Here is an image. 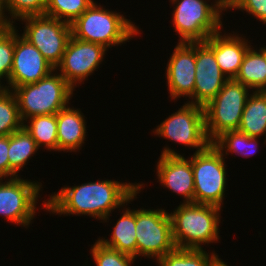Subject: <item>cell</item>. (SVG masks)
Returning <instances> with one entry per match:
<instances>
[{
  "label": "cell",
  "instance_id": "obj_28",
  "mask_svg": "<svg viewBox=\"0 0 266 266\" xmlns=\"http://www.w3.org/2000/svg\"><path fill=\"white\" fill-rule=\"evenodd\" d=\"M93 2L94 0H47L45 15L72 24Z\"/></svg>",
  "mask_w": 266,
  "mask_h": 266
},
{
  "label": "cell",
  "instance_id": "obj_11",
  "mask_svg": "<svg viewBox=\"0 0 266 266\" xmlns=\"http://www.w3.org/2000/svg\"><path fill=\"white\" fill-rule=\"evenodd\" d=\"M0 179V215L7 221L29 227L34 219L42 183L14 177Z\"/></svg>",
  "mask_w": 266,
  "mask_h": 266
},
{
  "label": "cell",
  "instance_id": "obj_3",
  "mask_svg": "<svg viewBox=\"0 0 266 266\" xmlns=\"http://www.w3.org/2000/svg\"><path fill=\"white\" fill-rule=\"evenodd\" d=\"M70 25L72 37L107 49L125 43L140 31L130 19L95 2Z\"/></svg>",
  "mask_w": 266,
  "mask_h": 266
},
{
  "label": "cell",
  "instance_id": "obj_12",
  "mask_svg": "<svg viewBox=\"0 0 266 266\" xmlns=\"http://www.w3.org/2000/svg\"><path fill=\"white\" fill-rule=\"evenodd\" d=\"M108 49L103 45L70 37L60 64L56 67L75 89L98 69Z\"/></svg>",
  "mask_w": 266,
  "mask_h": 266
},
{
  "label": "cell",
  "instance_id": "obj_30",
  "mask_svg": "<svg viewBox=\"0 0 266 266\" xmlns=\"http://www.w3.org/2000/svg\"><path fill=\"white\" fill-rule=\"evenodd\" d=\"M14 56V25H6L0 30V84L10 77Z\"/></svg>",
  "mask_w": 266,
  "mask_h": 266
},
{
  "label": "cell",
  "instance_id": "obj_23",
  "mask_svg": "<svg viewBox=\"0 0 266 266\" xmlns=\"http://www.w3.org/2000/svg\"><path fill=\"white\" fill-rule=\"evenodd\" d=\"M23 127L34 139L38 148L43 145L50 151H58L57 114L30 117L23 122Z\"/></svg>",
  "mask_w": 266,
  "mask_h": 266
},
{
  "label": "cell",
  "instance_id": "obj_21",
  "mask_svg": "<svg viewBox=\"0 0 266 266\" xmlns=\"http://www.w3.org/2000/svg\"><path fill=\"white\" fill-rule=\"evenodd\" d=\"M238 130L258 139L266 136V92L253 91L249 95Z\"/></svg>",
  "mask_w": 266,
  "mask_h": 266
},
{
  "label": "cell",
  "instance_id": "obj_25",
  "mask_svg": "<svg viewBox=\"0 0 266 266\" xmlns=\"http://www.w3.org/2000/svg\"><path fill=\"white\" fill-rule=\"evenodd\" d=\"M207 253L203 248H175L157 260L159 266H211L218 257L216 253Z\"/></svg>",
  "mask_w": 266,
  "mask_h": 266
},
{
  "label": "cell",
  "instance_id": "obj_8",
  "mask_svg": "<svg viewBox=\"0 0 266 266\" xmlns=\"http://www.w3.org/2000/svg\"><path fill=\"white\" fill-rule=\"evenodd\" d=\"M135 229L137 257H156L157 261L176 248L171 218L164 209H137Z\"/></svg>",
  "mask_w": 266,
  "mask_h": 266
},
{
  "label": "cell",
  "instance_id": "obj_6",
  "mask_svg": "<svg viewBox=\"0 0 266 266\" xmlns=\"http://www.w3.org/2000/svg\"><path fill=\"white\" fill-rule=\"evenodd\" d=\"M249 88L235 79H228L218 94L204 108L205 129L213 142L223 132L238 130Z\"/></svg>",
  "mask_w": 266,
  "mask_h": 266
},
{
  "label": "cell",
  "instance_id": "obj_5",
  "mask_svg": "<svg viewBox=\"0 0 266 266\" xmlns=\"http://www.w3.org/2000/svg\"><path fill=\"white\" fill-rule=\"evenodd\" d=\"M55 71L36 83L12 90L17 98L22 122L33 116L57 114L68 105L75 89Z\"/></svg>",
  "mask_w": 266,
  "mask_h": 266
},
{
  "label": "cell",
  "instance_id": "obj_17",
  "mask_svg": "<svg viewBox=\"0 0 266 266\" xmlns=\"http://www.w3.org/2000/svg\"><path fill=\"white\" fill-rule=\"evenodd\" d=\"M221 31L212 34L204 43L213 51L219 68L228 79H235L243 57L252 45L242 35L225 34Z\"/></svg>",
  "mask_w": 266,
  "mask_h": 266
},
{
  "label": "cell",
  "instance_id": "obj_7",
  "mask_svg": "<svg viewBox=\"0 0 266 266\" xmlns=\"http://www.w3.org/2000/svg\"><path fill=\"white\" fill-rule=\"evenodd\" d=\"M224 159V153L212 143L192 155L193 203L222 207L227 180Z\"/></svg>",
  "mask_w": 266,
  "mask_h": 266
},
{
  "label": "cell",
  "instance_id": "obj_19",
  "mask_svg": "<svg viewBox=\"0 0 266 266\" xmlns=\"http://www.w3.org/2000/svg\"><path fill=\"white\" fill-rule=\"evenodd\" d=\"M126 210L114 225L111 238L98 239L103 245L137 258L136 210Z\"/></svg>",
  "mask_w": 266,
  "mask_h": 266
},
{
  "label": "cell",
  "instance_id": "obj_9",
  "mask_svg": "<svg viewBox=\"0 0 266 266\" xmlns=\"http://www.w3.org/2000/svg\"><path fill=\"white\" fill-rule=\"evenodd\" d=\"M22 36L33 44L56 69L60 64L71 35V25L48 15L22 18Z\"/></svg>",
  "mask_w": 266,
  "mask_h": 266
},
{
  "label": "cell",
  "instance_id": "obj_2",
  "mask_svg": "<svg viewBox=\"0 0 266 266\" xmlns=\"http://www.w3.org/2000/svg\"><path fill=\"white\" fill-rule=\"evenodd\" d=\"M220 211L215 205L181 203L169 213L176 248L201 249V244L217 243Z\"/></svg>",
  "mask_w": 266,
  "mask_h": 266
},
{
  "label": "cell",
  "instance_id": "obj_18",
  "mask_svg": "<svg viewBox=\"0 0 266 266\" xmlns=\"http://www.w3.org/2000/svg\"><path fill=\"white\" fill-rule=\"evenodd\" d=\"M80 109L68 105L57 113L58 152L80 150L86 141V121Z\"/></svg>",
  "mask_w": 266,
  "mask_h": 266
},
{
  "label": "cell",
  "instance_id": "obj_33",
  "mask_svg": "<svg viewBox=\"0 0 266 266\" xmlns=\"http://www.w3.org/2000/svg\"><path fill=\"white\" fill-rule=\"evenodd\" d=\"M211 266H228L224 261H222L220 258H216L214 262L211 264Z\"/></svg>",
  "mask_w": 266,
  "mask_h": 266
},
{
  "label": "cell",
  "instance_id": "obj_26",
  "mask_svg": "<svg viewBox=\"0 0 266 266\" xmlns=\"http://www.w3.org/2000/svg\"><path fill=\"white\" fill-rule=\"evenodd\" d=\"M23 127L17 98L12 90H0V136L10 135Z\"/></svg>",
  "mask_w": 266,
  "mask_h": 266
},
{
  "label": "cell",
  "instance_id": "obj_20",
  "mask_svg": "<svg viewBox=\"0 0 266 266\" xmlns=\"http://www.w3.org/2000/svg\"><path fill=\"white\" fill-rule=\"evenodd\" d=\"M235 80L250 90L266 92V46L258 51L248 48Z\"/></svg>",
  "mask_w": 266,
  "mask_h": 266
},
{
  "label": "cell",
  "instance_id": "obj_14",
  "mask_svg": "<svg viewBox=\"0 0 266 266\" xmlns=\"http://www.w3.org/2000/svg\"><path fill=\"white\" fill-rule=\"evenodd\" d=\"M166 68V79L171 99L191 97L195 86L196 42H179Z\"/></svg>",
  "mask_w": 266,
  "mask_h": 266
},
{
  "label": "cell",
  "instance_id": "obj_24",
  "mask_svg": "<svg viewBox=\"0 0 266 266\" xmlns=\"http://www.w3.org/2000/svg\"><path fill=\"white\" fill-rule=\"evenodd\" d=\"M258 142L257 137H250L239 130H230L223 132L212 144L226 155L231 152L248 158L257 152Z\"/></svg>",
  "mask_w": 266,
  "mask_h": 266
},
{
  "label": "cell",
  "instance_id": "obj_22",
  "mask_svg": "<svg viewBox=\"0 0 266 266\" xmlns=\"http://www.w3.org/2000/svg\"><path fill=\"white\" fill-rule=\"evenodd\" d=\"M39 149L36 142L22 127L20 130L13 132L9 135V149H8V160H9V176L10 178L18 177L20 170H22L26 162L28 163L29 158L33 156Z\"/></svg>",
  "mask_w": 266,
  "mask_h": 266
},
{
  "label": "cell",
  "instance_id": "obj_27",
  "mask_svg": "<svg viewBox=\"0 0 266 266\" xmlns=\"http://www.w3.org/2000/svg\"><path fill=\"white\" fill-rule=\"evenodd\" d=\"M46 5L47 0H0V10L6 25H13L14 19L20 21L28 16L43 15ZM5 10L9 12L12 19L7 17Z\"/></svg>",
  "mask_w": 266,
  "mask_h": 266
},
{
  "label": "cell",
  "instance_id": "obj_31",
  "mask_svg": "<svg viewBox=\"0 0 266 266\" xmlns=\"http://www.w3.org/2000/svg\"><path fill=\"white\" fill-rule=\"evenodd\" d=\"M228 8L246 11L266 24V0H233Z\"/></svg>",
  "mask_w": 266,
  "mask_h": 266
},
{
  "label": "cell",
  "instance_id": "obj_4",
  "mask_svg": "<svg viewBox=\"0 0 266 266\" xmlns=\"http://www.w3.org/2000/svg\"><path fill=\"white\" fill-rule=\"evenodd\" d=\"M176 4L173 11L175 32L179 42H204L221 31L222 11L228 10L233 0H215L211 5L205 0H170Z\"/></svg>",
  "mask_w": 266,
  "mask_h": 266
},
{
  "label": "cell",
  "instance_id": "obj_13",
  "mask_svg": "<svg viewBox=\"0 0 266 266\" xmlns=\"http://www.w3.org/2000/svg\"><path fill=\"white\" fill-rule=\"evenodd\" d=\"M18 34L14 26L13 64L8 80L9 85L3 86L8 90L36 83L55 70L33 44Z\"/></svg>",
  "mask_w": 266,
  "mask_h": 266
},
{
  "label": "cell",
  "instance_id": "obj_1",
  "mask_svg": "<svg viewBox=\"0 0 266 266\" xmlns=\"http://www.w3.org/2000/svg\"><path fill=\"white\" fill-rule=\"evenodd\" d=\"M140 183L99 180L79 186L63 187L43 202L45 210L62 215H88L107 222L111 211L128 205L142 189Z\"/></svg>",
  "mask_w": 266,
  "mask_h": 266
},
{
  "label": "cell",
  "instance_id": "obj_32",
  "mask_svg": "<svg viewBox=\"0 0 266 266\" xmlns=\"http://www.w3.org/2000/svg\"><path fill=\"white\" fill-rule=\"evenodd\" d=\"M9 135L0 136V179L9 176Z\"/></svg>",
  "mask_w": 266,
  "mask_h": 266
},
{
  "label": "cell",
  "instance_id": "obj_10",
  "mask_svg": "<svg viewBox=\"0 0 266 266\" xmlns=\"http://www.w3.org/2000/svg\"><path fill=\"white\" fill-rule=\"evenodd\" d=\"M154 130L156 136L197 148L195 152L206 149L212 143L205 129L204 108L197 104L186 102Z\"/></svg>",
  "mask_w": 266,
  "mask_h": 266
},
{
  "label": "cell",
  "instance_id": "obj_34",
  "mask_svg": "<svg viewBox=\"0 0 266 266\" xmlns=\"http://www.w3.org/2000/svg\"><path fill=\"white\" fill-rule=\"evenodd\" d=\"M6 26V23L3 20L1 10H0V30H2Z\"/></svg>",
  "mask_w": 266,
  "mask_h": 266
},
{
  "label": "cell",
  "instance_id": "obj_15",
  "mask_svg": "<svg viewBox=\"0 0 266 266\" xmlns=\"http://www.w3.org/2000/svg\"><path fill=\"white\" fill-rule=\"evenodd\" d=\"M157 162V178L161 185L182 195V203H193L194 179L192 156L186 159L169 147H164Z\"/></svg>",
  "mask_w": 266,
  "mask_h": 266
},
{
  "label": "cell",
  "instance_id": "obj_29",
  "mask_svg": "<svg viewBox=\"0 0 266 266\" xmlns=\"http://www.w3.org/2000/svg\"><path fill=\"white\" fill-rule=\"evenodd\" d=\"M91 256L96 266H131L135 257L103 245L96 240L91 246Z\"/></svg>",
  "mask_w": 266,
  "mask_h": 266
},
{
  "label": "cell",
  "instance_id": "obj_16",
  "mask_svg": "<svg viewBox=\"0 0 266 266\" xmlns=\"http://www.w3.org/2000/svg\"><path fill=\"white\" fill-rule=\"evenodd\" d=\"M227 80L213 51L204 42H196L195 86L191 102L188 103L204 107L218 94Z\"/></svg>",
  "mask_w": 266,
  "mask_h": 266
}]
</instances>
